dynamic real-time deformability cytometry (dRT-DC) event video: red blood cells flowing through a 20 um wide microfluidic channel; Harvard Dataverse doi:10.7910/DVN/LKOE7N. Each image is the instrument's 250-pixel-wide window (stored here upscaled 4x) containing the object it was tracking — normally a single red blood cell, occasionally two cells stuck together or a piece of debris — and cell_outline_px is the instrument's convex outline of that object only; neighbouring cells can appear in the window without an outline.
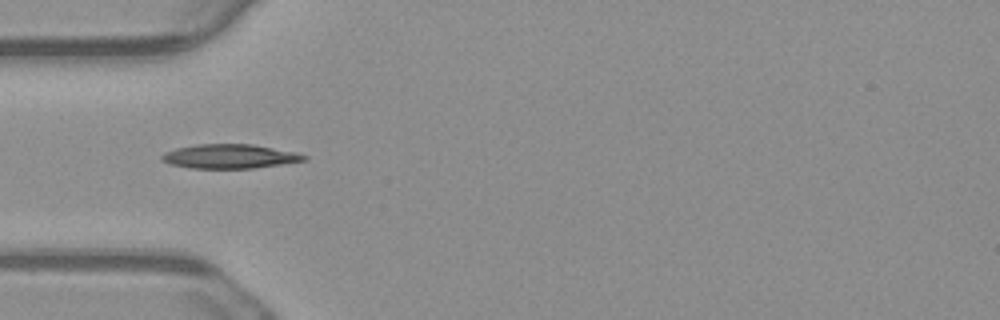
{"species": "common noctule bat (a hibernating species)", "species_latin": "Nyctalus noctula", "temperature_condition": "warm", "stored_images_in_passage": 6, "camera_frame_rate_fps": 3000, "um_per_image_px": 0.085, "animal": {"sex": "male", "body_mass_g": 23.1, "forearm_length_mm": 52.7}, "frame": {"image": 1, "passage_image": 5, "time_ms": 1.333, "image_size_px": [1000, 320], "cell_outline_px": [[308, 160], [252, 168], [192, 168], [168, 164], [160, 160], [160, 156], [164, 152], [176, 148], [196, 144], [252, 144], [296, 152], [308, 156]], "centroid_in_image_um": [19.49, 13.28], "position_along_channel_um": 65.5, "area_um2": 20.11}}
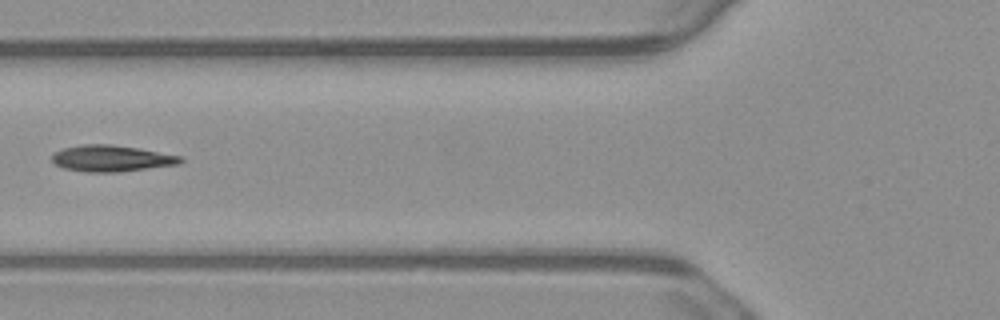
{"frame": {"image": 2, "passage_image": 6, "time_ms": 1.667, "image_size_px": [1000, 320], "cell_outline_px": [[184, 160], [180, 164], [116, 172], [84, 172], [64, 168], [56, 164], [52, 160], [52, 156], [56, 152], [64, 148], [84, 144], [112, 144], [136, 148], [180, 156]], "centroid_in_image_um": [9.46, 13.47], "position_along_channel_um": 116.3, "area_um2": 19.42}}